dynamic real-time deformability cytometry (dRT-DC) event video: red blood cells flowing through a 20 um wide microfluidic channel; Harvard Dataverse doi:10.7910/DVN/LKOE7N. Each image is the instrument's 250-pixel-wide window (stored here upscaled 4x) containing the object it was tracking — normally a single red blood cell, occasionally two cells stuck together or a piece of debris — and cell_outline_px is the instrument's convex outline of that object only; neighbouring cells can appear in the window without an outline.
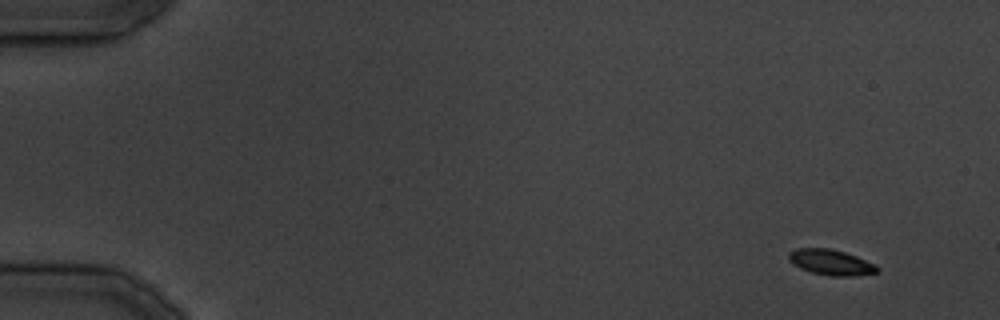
{"species": "common noctule bat (a hibernating species)", "species_latin": "Nyctalus noctula", "temperature_condition": "cold", "stored_images_in_passage": 36, "camera_frame_rate_fps": 3000, "um_per_image_px": 0.085, "animal": {"sex": "male", "body_mass_g": 19.5, "forearm_length_mm": 54.6}, "frame": {"image": 1, "passage_image": 1, "time_ms": 0.0, "image_size_px": [1000, 320], "cell_outline_px": [[880, 272], [856, 276], [832, 276], [812, 272], [800, 268], [792, 264], [788, 260], [788, 252], [796, 248], [828, 248], [844, 252], [856, 256], [876, 264], [880, 268]], "centroid_in_image_um": [70.64, 22.3], "position_along_channel_um": 14.4, "area_um2": 13.35}}
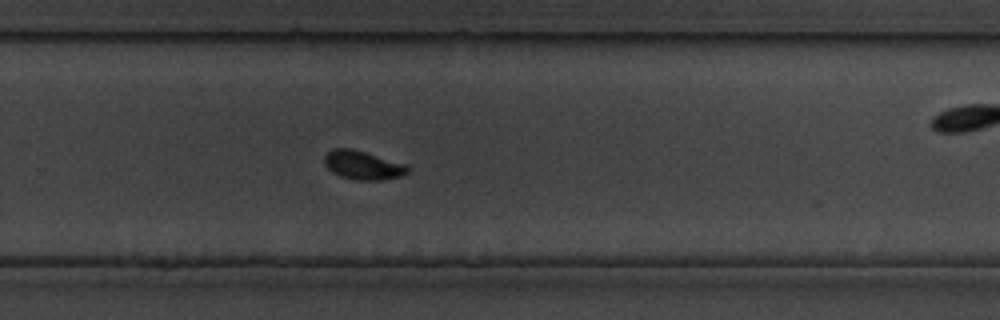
{"frame": {"image": 2, "passage_image": 23, "time_ms": 27.0, "image_size_px": [1000, 320], "cell_outline_px": [[412, 168], [408, 172], [400, 176], [380, 180], [356, 180], [332, 172], [324, 164], [324, 156], [332, 148], [352, 148], [408, 164]], "centroid_in_image_um": [30.88, 14.02], "position_along_channel_um": 298.9, "area_um2": 14.05}}
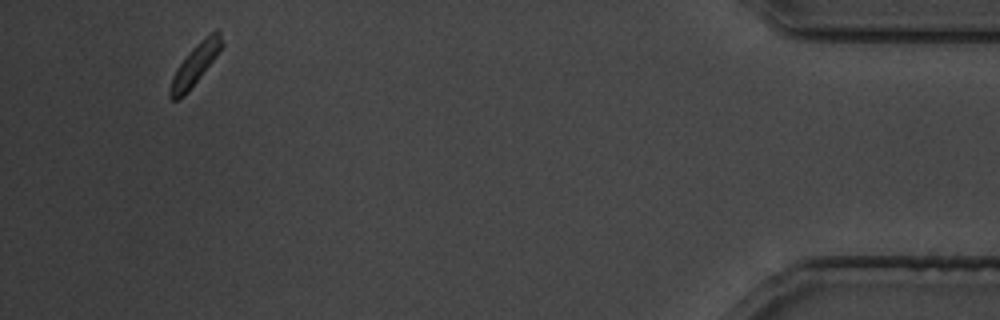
{"frame": {"image": 3, "passage_image": 36, "time_ms": 42.667, "image_size_px": [1000, 320], "cell_outline_px": [[224, 44], [216, 56], [188, 92], [184, 96], [176, 100], [172, 100], [168, 96], [168, 92], [172, 76], [176, 68], [192, 48], [204, 36], [216, 28], [220, 32]], "centroid_in_image_um": [16.57, 5.47], "position_along_channel_um": 418.6, "area_um2": 12.37}}